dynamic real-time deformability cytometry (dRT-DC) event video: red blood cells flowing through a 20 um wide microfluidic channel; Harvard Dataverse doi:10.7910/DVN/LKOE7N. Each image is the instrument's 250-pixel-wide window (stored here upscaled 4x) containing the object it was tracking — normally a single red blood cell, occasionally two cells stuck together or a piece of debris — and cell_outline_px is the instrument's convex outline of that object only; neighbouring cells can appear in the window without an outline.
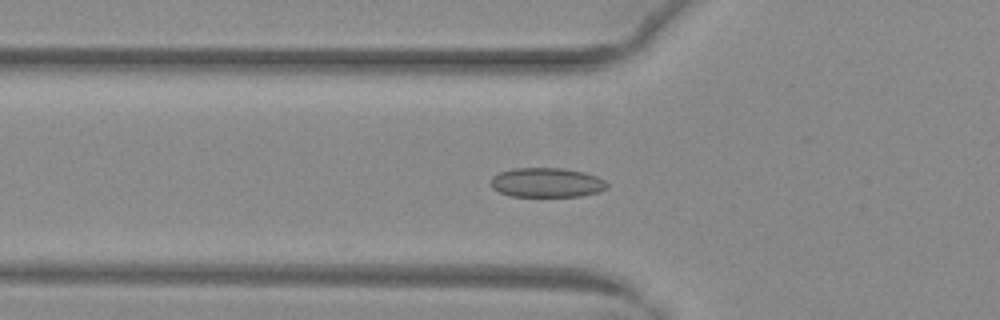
{"species": "common noctule bat (a hibernating species)", "species_latin": "Nyctalus noctula", "temperature_condition": "warm", "stored_images_in_passage": 26, "camera_frame_rate_fps": 3000, "um_per_image_px": 0.085, "animal": {"sex": "female", "body_mass_g": 29.2, "forearm_length_mm": 56.3}, "frame": {"image": 1, "passage_image": 18, "time_ms": 5.667, "image_size_px": [1000, 320], "cell_outline_px": [[608, 188], [600, 192], [580, 196], [512, 196], [500, 192], [492, 188], [492, 176], [500, 172], [512, 168], [564, 168], [584, 172], [596, 176], [604, 180], [608, 184]], "centroid_in_image_um": [46.5, 15.51], "position_along_channel_um": 79.3, "area_um2": 20.0}}
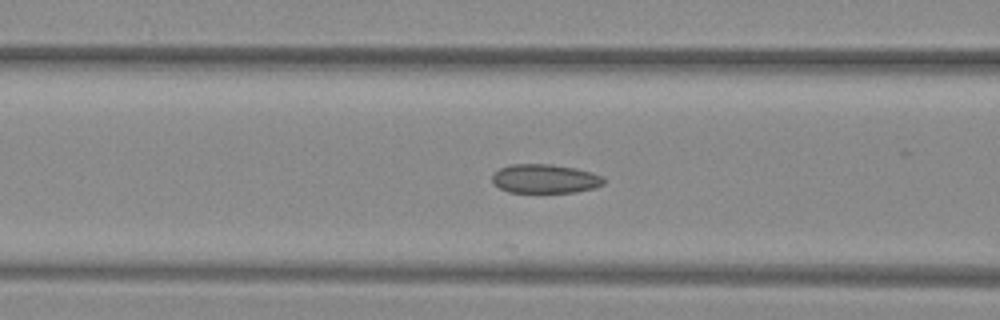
{"frame": {"image": 2, "passage_image": 21, "time_ms": 6.667, "image_size_px": [1000, 320], "cell_outline_px": [[604, 184], [596, 188], [576, 192], [508, 192], [500, 188], [492, 180], [492, 176], [500, 168], [508, 164], [548, 164], [576, 168], [592, 172], [604, 176]], "centroid_in_image_um": [46.37, 15.19], "position_along_channel_um": 120.2, "area_um2": 18.9}}
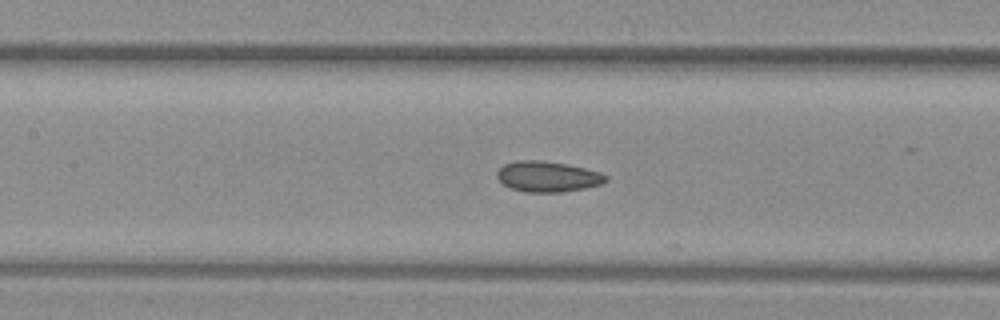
{"frame": {"image": 3, "passage_image": 24, "time_ms": 7.667, "image_size_px": [1000, 320], "cell_outline_px": [[608, 180], [604, 184], [584, 188], [560, 192], [524, 192], [512, 188], [504, 184], [496, 176], [496, 172], [504, 164], [516, 160], [540, 160], [568, 164], [600, 172], [608, 176]], "centroid_in_image_um": [46.57, 15.0], "position_along_channel_um": 160.8, "area_um2": 19.48}}